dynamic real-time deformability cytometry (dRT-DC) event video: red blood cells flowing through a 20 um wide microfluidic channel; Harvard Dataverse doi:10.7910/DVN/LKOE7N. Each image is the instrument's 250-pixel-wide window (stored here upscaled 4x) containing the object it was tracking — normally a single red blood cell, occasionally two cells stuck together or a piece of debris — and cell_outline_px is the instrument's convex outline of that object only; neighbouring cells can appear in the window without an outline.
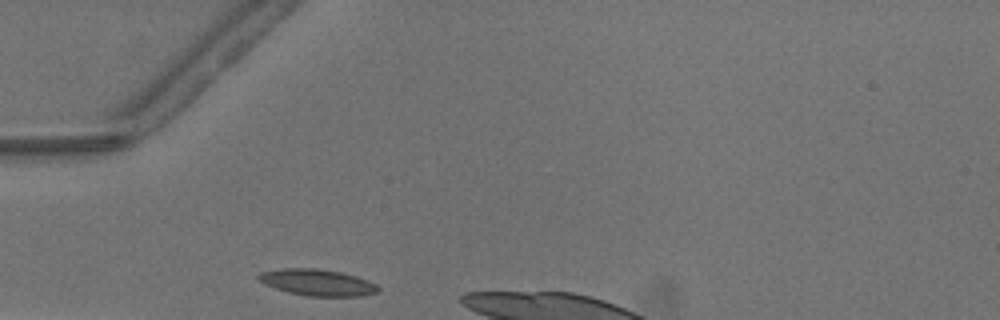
{"species": "common noctule bat (a hibernating species)", "species_latin": "Nyctalus noctula", "temperature_condition": "warm", "stored_images_in_passage": 5, "camera_frame_rate_fps": 3000, "um_per_image_px": 0.085, "animal": {"sex": "male", "body_mass_g": 13.3}, "frame": {"image": 1, "passage_image": 1, "time_ms": 0.0, "image_size_px": [1000, 320], "cell_outline_px": [[380, 292], [360, 296], [308, 296], [288, 292], [264, 284], [256, 276], [260, 272], [280, 268], [316, 268], [340, 272], [356, 276], [368, 280], [376, 284], [380, 288]], "centroid_in_image_um": [26.99, 24.0], "position_along_channel_um": 58.0, "area_um2": 18.5}}